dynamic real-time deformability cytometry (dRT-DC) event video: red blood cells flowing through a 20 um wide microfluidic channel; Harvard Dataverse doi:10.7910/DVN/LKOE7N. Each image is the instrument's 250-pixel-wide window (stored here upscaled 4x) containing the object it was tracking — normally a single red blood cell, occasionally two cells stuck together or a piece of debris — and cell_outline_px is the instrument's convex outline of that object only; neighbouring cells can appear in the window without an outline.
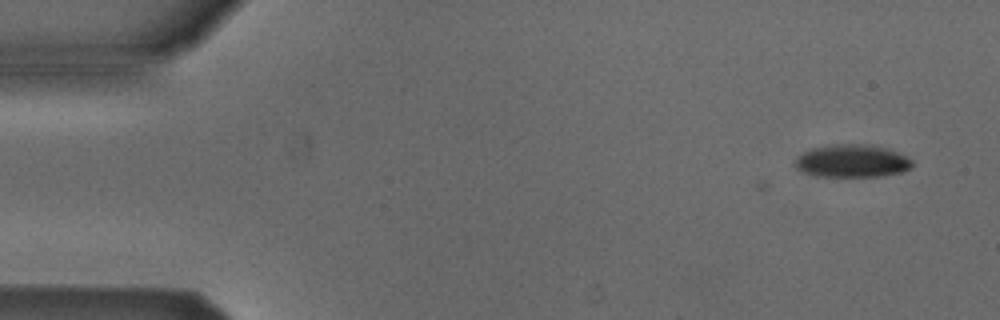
{"species": "Egyptian fruit bat (a non-hibernating species)", "species_latin": "Rousettus aegyptiacus", "temperature_condition": "cold", "stored_images_in_passage": 7, "camera_frame_rate_fps": 3000, "um_per_image_px": 0.085, "animal": {"sex": "male"}, "frame": {"image": 1, "passage_image": 2, "time_ms": 0.333, "image_size_px": [1000, 320], "cell_outline_px": [[912, 168], [900, 172], [884, 176], [816, 176], [804, 172], [796, 168], [792, 164], [796, 156], [812, 148], [836, 144], [864, 144], [884, 148], [896, 152], [912, 160]], "centroid_in_image_um": [72.37, 13.69], "position_along_channel_um": 12.6, "area_um2": 22.25}}
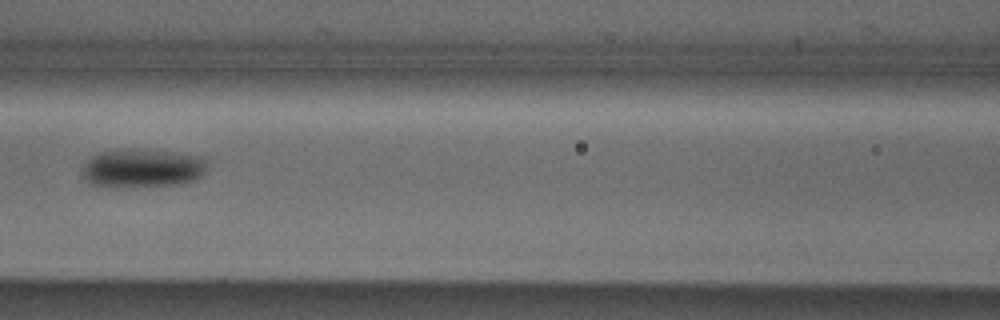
{"frame": {"image": 2, "passage_image": 7, "time_ms": 2.0, "image_size_px": [1000, 320], "cell_outline_px": [[204, 172], [200, 176], [192, 180], [176, 184], [116, 188], [104, 188], [88, 184], [84, 176], [84, 164], [92, 156], [100, 152], [120, 148], [128, 148], [172, 152], [204, 156]], "centroid_in_image_um": [12.02, 14.3], "position_along_channel_um": 154.6, "area_um2": 28.32}}